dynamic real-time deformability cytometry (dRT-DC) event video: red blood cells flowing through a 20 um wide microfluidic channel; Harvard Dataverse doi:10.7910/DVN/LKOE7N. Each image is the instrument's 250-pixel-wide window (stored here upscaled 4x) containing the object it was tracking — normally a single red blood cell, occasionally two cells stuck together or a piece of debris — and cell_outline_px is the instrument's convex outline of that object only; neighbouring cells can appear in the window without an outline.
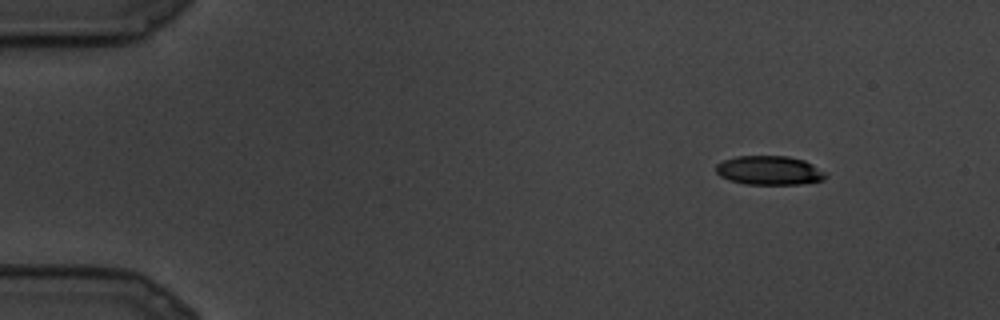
{"species": "common noctule bat (a hibernating species)", "species_latin": "Nyctalus noctula", "temperature_condition": "cold", "stored_images_in_passage": 8, "camera_frame_rate_fps": 3000, "um_per_image_px": 0.085, "animal": {"sex": "male", "body_mass_g": 19.5, "forearm_length_mm": 54.6}, "frame": {"image": 1, "passage_image": 1, "time_ms": 0.0, "image_size_px": [1000, 320], "cell_outline_px": [[828, 176], [824, 180], [800, 184], [744, 184], [728, 180], [720, 176], [716, 172], [716, 164], [724, 160], [736, 156], [788, 156], [804, 160], [812, 164], [824, 172]], "centroid_in_image_um": [65.38, 14.49], "position_along_channel_um": 19.6, "area_um2": 18.61}}
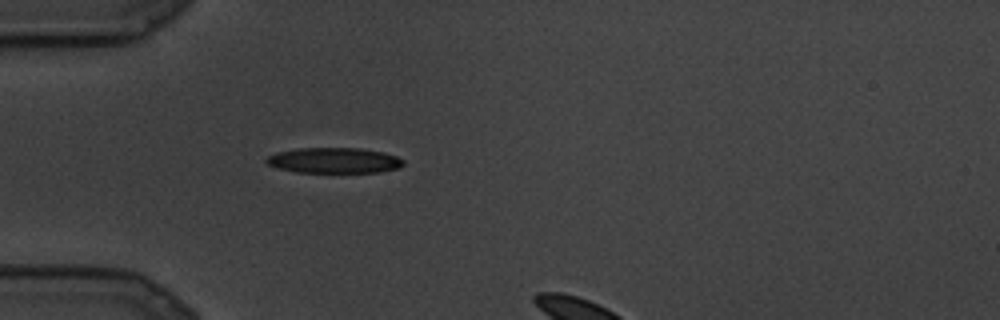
{"frame": {"image": 2, "passage_image": 6, "time_ms": 1.667, "image_size_px": [1000, 320], "cell_outline_px": [[404, 164], [400, 168], [380, 172], [296, 172], [280, 168], [268, 164], [264, 160], [268, 156], [276, 152], [296, 148], [360, 148], [384, 152], [396, 156], [404, 160]], "centroid_in_image_um": [28.42, 13.63], "position_along_channel_um": 56.6, "area_um2": 20.4}}